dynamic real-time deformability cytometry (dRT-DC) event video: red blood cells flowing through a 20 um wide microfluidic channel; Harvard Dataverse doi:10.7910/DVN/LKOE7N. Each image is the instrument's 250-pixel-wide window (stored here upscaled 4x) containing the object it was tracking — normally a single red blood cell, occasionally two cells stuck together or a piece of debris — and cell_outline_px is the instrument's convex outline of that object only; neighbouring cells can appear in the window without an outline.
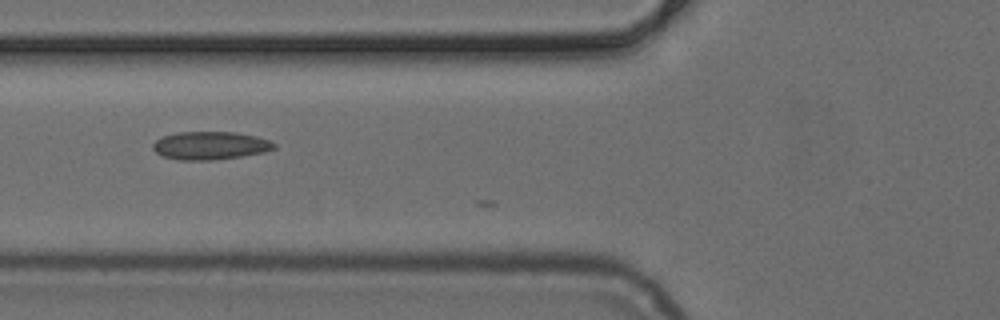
{"species": "common noctule bat (a hibernating species)", "species_latin": "Nyctalus noctula", "temperature_condition": "cold", "stored_images_in_passage": 6, "camera_frame_rate_fps": 3000, "um_per_image_px": 0.085, "animal": {"sex": "female", "body_mass_g": 24.6, "forearm_length_mm": 56.2}, "frame": {"image": 1, "passage_image": 3, "time_ms": 0.667, "image_size_px": [1000, 320], "cell_outline_px": [[276, 148], [264, 152], [240, 156], [212, 160], [180, 160], [164, 156], [156, 152], [152, 148], [152, 144], [156, 140], [164, 136], [176, 132], [236, 132], [256, 136], [268, 140], [276, 144]], "centroid_in_image_um": [17.87, 12.36], "position_along_channel_um": 107.9, "area_um2": 19.71}}